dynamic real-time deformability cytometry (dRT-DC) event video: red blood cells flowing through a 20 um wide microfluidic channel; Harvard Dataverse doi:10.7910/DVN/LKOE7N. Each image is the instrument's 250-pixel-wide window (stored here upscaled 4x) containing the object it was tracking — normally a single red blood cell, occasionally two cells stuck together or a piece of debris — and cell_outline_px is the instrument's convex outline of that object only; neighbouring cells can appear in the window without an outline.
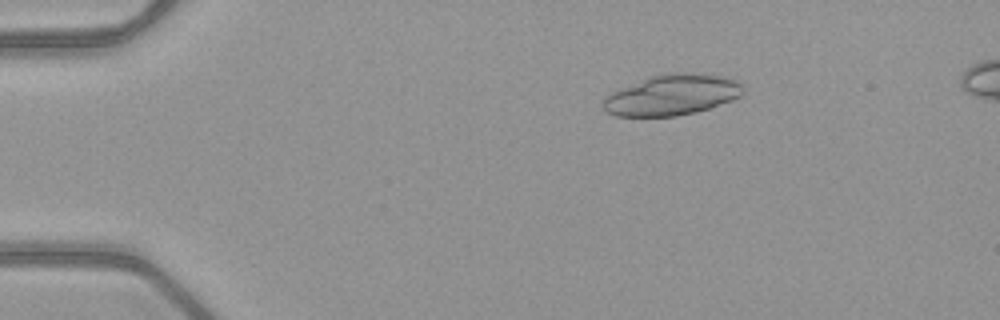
{"species": "common noctule bat (a hibernating species)", "species_latin": "Nyctalus noctula", "temperature_condition": "warm", "stored_images_in_passage": 47, "camera_frame_rate_fps": 3000, "um_per_image_px": 0.085, "animal": {"sex": "female", "body_mass_g": 21.9}, "frame": {"image": 1, "passage_image": 5, "time_ms": 1.333, "image_size_px": [1000, 320], "cell_outline_px": [[744, 92], [740, 96], [732, 100], [712, 108], [676, 116], [616, 116], [604, 112], [604, 96], [612, 92], [652, 76], [668, 72], [692, 72], [724, 76], [740, 80], [744, 84]], "centroid_in_image_um": [57.19, 8.06], "position_along_channel_um": 27.8, "area_um2": 33.47}}